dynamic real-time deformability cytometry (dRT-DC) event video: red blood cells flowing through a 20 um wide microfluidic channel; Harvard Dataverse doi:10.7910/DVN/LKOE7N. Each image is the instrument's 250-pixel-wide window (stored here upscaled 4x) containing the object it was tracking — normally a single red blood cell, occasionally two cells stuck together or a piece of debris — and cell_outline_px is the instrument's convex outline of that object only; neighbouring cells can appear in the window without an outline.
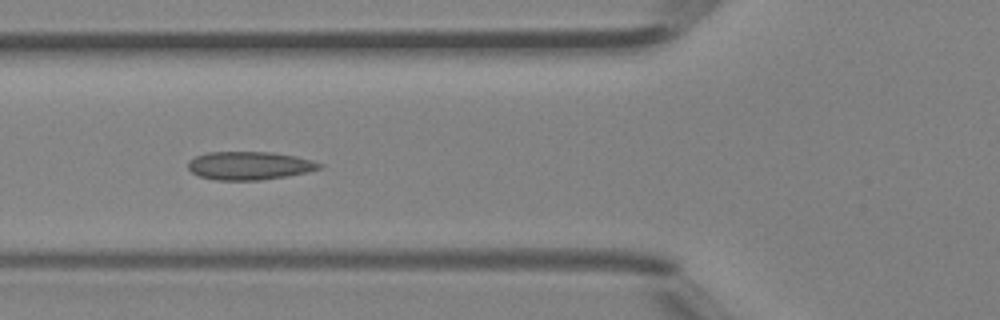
{"species": "Egyptian fruit bat (a non-hibernating species)", "species_latin": "Rousettus aegyptiacus", "temperature_condition": "room temperature", "stored_images_in_passage": 3, "camera_frame_rate_fps": 3000, "um_per_image_px": 0.085, "animal": {"sex": "female"}, "frame": {"image": 1, "passage_image": 3, "time_ms": 0.667, "image_size_px": [1000, 320], "cell_outline_px": [[324, 164], [320, 168], [308, 172], [288, 176], [260, 180], [216, 180], [200, 176], [192, 172], [188, 168], [188, 160], [196, 156], [208, 152], [272, 152], [296, 156], [312, 160]], "centroid_in_image_um": [21.21, 14.08], "position_along_channel_um": 104.6, "area_um2": 21.68}}